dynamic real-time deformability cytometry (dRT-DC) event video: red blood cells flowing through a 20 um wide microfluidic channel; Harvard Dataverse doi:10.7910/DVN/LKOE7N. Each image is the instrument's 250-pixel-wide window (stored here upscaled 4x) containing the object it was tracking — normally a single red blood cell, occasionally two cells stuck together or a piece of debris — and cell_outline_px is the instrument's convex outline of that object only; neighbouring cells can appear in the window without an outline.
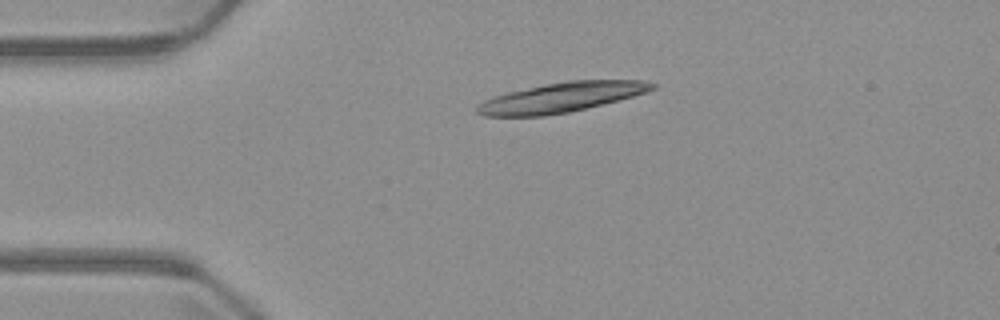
{"species": "common noctule bat (a hibernating species)", "species_latin": "Nyctalus noctula", "temperature_condition": "warm", "stored_images_in_passage": 2, "camera_frame_rate_fps": 3000, "um_per_image_px": 0.085, "animal": {"sex": "male", "body_mass_g": 23.1, "forearm_length_mm": 52.7}, "frame": {"image": 1, "passage_image": 1, "time_ms": 0.0, "image_size_px": [1000, 320], "cell_outline_px": [[656, 88], [648, 92], [568, 112], [544, 116], [484, 116], [476, 112], [476, 108], [484, 100], [508, 92], [544, 84], [568, 80], [640, 80], [656, 84]], "centroid_in_image_um": [47.7, 8.27], "position_along_channel_um": 37.3, "area_um2": 29.94}}